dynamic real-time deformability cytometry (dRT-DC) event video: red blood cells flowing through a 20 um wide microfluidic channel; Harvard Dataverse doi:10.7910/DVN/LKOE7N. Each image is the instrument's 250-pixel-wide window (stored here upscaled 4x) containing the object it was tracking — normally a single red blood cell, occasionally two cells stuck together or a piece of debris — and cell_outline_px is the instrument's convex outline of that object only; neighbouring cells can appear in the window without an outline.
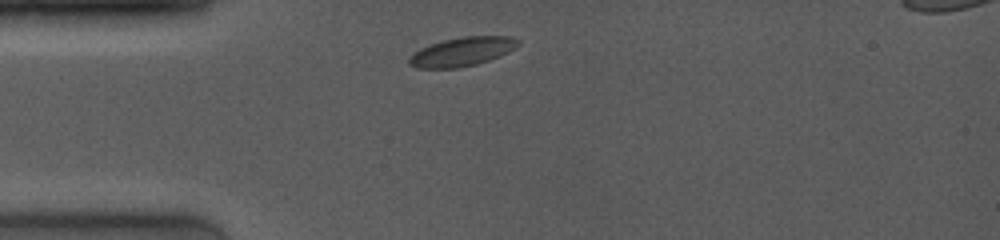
{"species": "common noctule bat (a hibernating species)", "species_latin": "Nyctalus noctula", "temperature_condition": "room temperature", "stored_images_in_passage": 7, "camera_frame_rate_fps": 4000, "um_per_image_px": 0.085, "animal": {"sex": "female", "body_mass_g": 19.0, "forearm_length_mm": 53.3}, "frame": {"image": 1, "passage_image": 1, "time_ms": 0.0, "image_size_px": [1000, 240], "cell_outline_px": [[520, 44], [516, 48], [500, 56], [476, 64], [460, 68], [416, 68], [408, 64], [408, 56], [420, 48], [444, 40], [464, 36], [512, 36], [520, 40]], "centroid_in_image_um": [39.29, 4.39], "position_along_channel_um": 45.7, "area_um2": 18.5}}
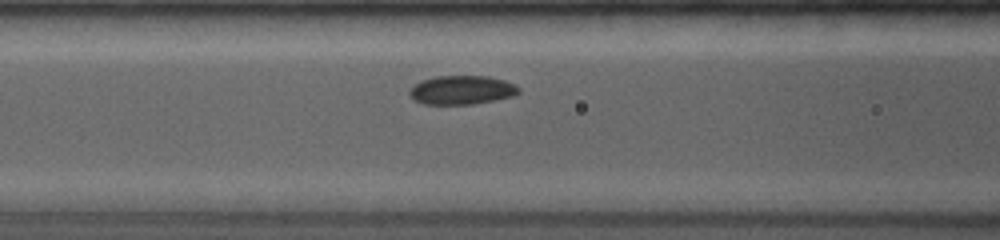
{"frame": {"image": 2, "passage_image": 5, "time_ms": 2.5, "image_size_px": [1000, 240], "cell_outline_px": [[520, 92], [512, 96], [472, 104], [424, 104], [416, 100], [408, 92], [420, 80], [436, 76], [488, 76], [504, 80], [516, 84], [520, 88]], "centroid_in_image_um": [39.28, 7.64], "position_along_channel_um": 127.3, "area_um2": 18.21}}